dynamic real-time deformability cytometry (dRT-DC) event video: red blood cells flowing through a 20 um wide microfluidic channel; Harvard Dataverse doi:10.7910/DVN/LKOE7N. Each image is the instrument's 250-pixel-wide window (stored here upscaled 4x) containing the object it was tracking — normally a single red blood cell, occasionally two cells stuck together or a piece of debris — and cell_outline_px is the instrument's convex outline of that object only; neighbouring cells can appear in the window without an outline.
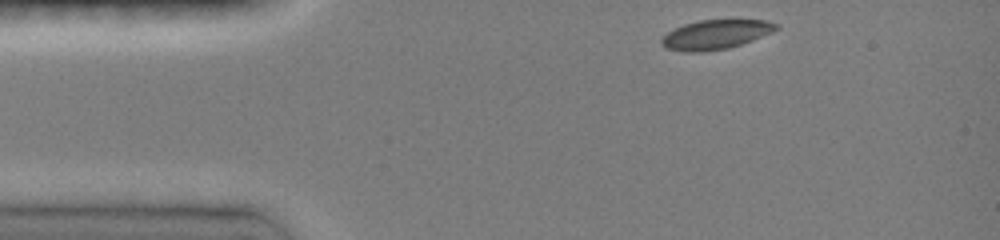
{"species": "common noctule bat (a hibernating species)", "species_latin": "Nyctalus noctula", "temperature_condition": "room temperature", "stored_images_in_passage": 14, "camera_frame_rate_fps": 3000, "um_per_image_px": 0.085, "animal": {"sex": "female", "body_mass_g": 19.0, "forearm_length_mm": 51.5}, "frame": {"image": 1, "passage_image": 1, "time_ms": 0.0, "image_size_px": [1000, 240], "cell_outline_px": [[780, 28], [772, 32], [752, 40], [728, 48], [704, 52], [684, 52], [664, 48], [660, 44], [660, 40], [668, 32], [684, 24], [700, 20], [768, 20], [780, 24]], "centroid_in_image_um": [60.83, 2.94], "position_along_channel_um": 24.2, "area_um2": 19.71}}
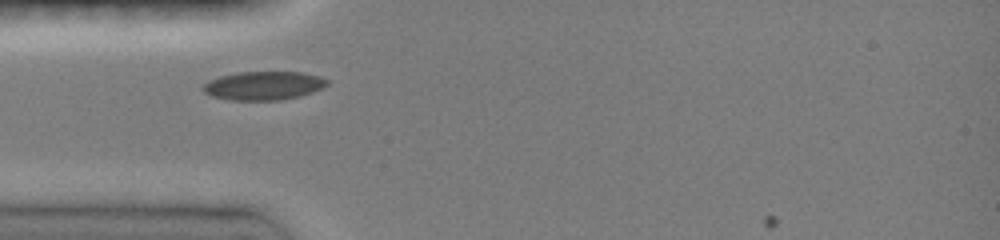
{"frame": {"image": 2, "passage_image": 5, "time_ms": 2.333, "image_size_px": [1000, 240], "cell_outline_px": [[328, 84], [312, 92], [300, 96], [280, 100], [232, 100], [212, 96], [204, 92], [200, 88], [208, 80], [220, 76], [236, 72], [300, 72], [320, 76], [328, 80]], "centroid_in_image_um": [22.37, 7.27], "position_along_channel_um": 62.6, "area_um2": 20.69}}
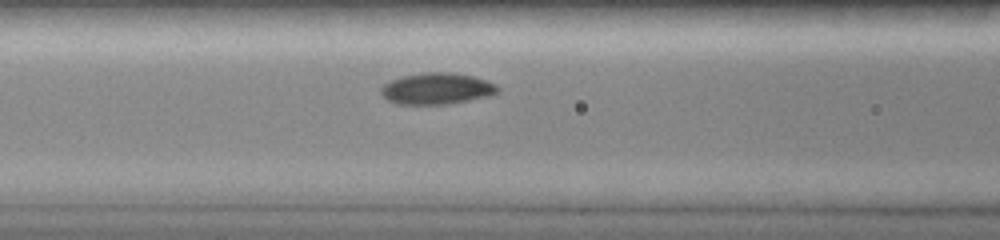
{"frame": {"image": 3, "passage_image": 8, "time_ms": 4.0, "image_size_px": [1000, 240], "cell_outline_px": [[500, 92], [488, 96], [448, 104], [396, 104], [388, 100], [380, 92], [380, 88], [388, 80], [404, 76], [424, 72], [452, 72], [472, 76], [488, 80], [496, 84], [500, 88]], "centroid_in_image_um": [37.14, 7.52], "position_along_channel_um": 129.5, "area_um2": 21.5}}